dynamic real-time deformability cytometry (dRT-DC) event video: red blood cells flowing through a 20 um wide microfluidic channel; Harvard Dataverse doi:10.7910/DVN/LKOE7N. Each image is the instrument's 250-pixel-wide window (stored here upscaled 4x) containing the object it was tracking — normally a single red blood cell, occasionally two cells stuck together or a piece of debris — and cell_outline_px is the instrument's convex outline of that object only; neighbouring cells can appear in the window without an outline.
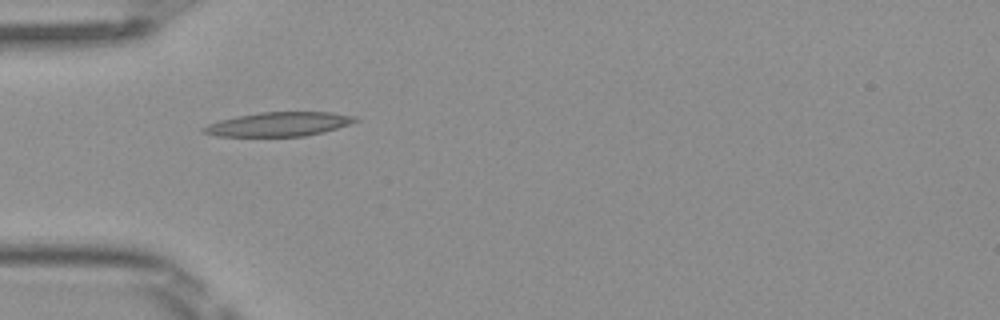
{"species": "Egyptian fruit bat (a non-hibernating species)", "species_latin": "Rousettus aegyptiacus", "temperature_condition": "room temperature", "stored_images_in_passage": 5, "camera_frame_rate_fps": 3000, "um_per_image_px": 0.085, "frame": {"image": 1, "passage_image": 4, "time_ms": 1.0, "image_size_px": [1000, 320], "cell_outline_px": [[360, 120], [324, 132], [304, 136], [216, 136], [200, 132], [200, 128], [208, 124], [220, 120], [236, 116], [260, 112], [332, 112], [356, 116]], "centroid_in_image_um": [23.67, 10.55], "position_along_channel_um": 61.3, "area_um2": 21.39}}
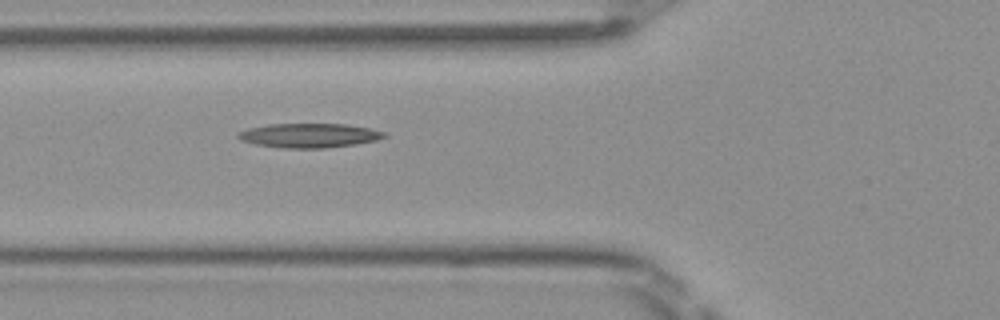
{"frame": {"image": 2, "passage_image": 5, "time_ms": 1.333, "image_size_px": [1000, 320], "cell_outline_px": [[388, 136], [376, 140], [356, 144], [324, 148], [284, 148], [256, 144], [240, 140], [236, 136], [236, 132], [248, 128], [268, 124], [348, 124], [368, 128], [384, 132]], "centroid_in_image_um": [26.25, 11.51], "position_along_channel_um": 99.6, "area_um2": 20.69}}